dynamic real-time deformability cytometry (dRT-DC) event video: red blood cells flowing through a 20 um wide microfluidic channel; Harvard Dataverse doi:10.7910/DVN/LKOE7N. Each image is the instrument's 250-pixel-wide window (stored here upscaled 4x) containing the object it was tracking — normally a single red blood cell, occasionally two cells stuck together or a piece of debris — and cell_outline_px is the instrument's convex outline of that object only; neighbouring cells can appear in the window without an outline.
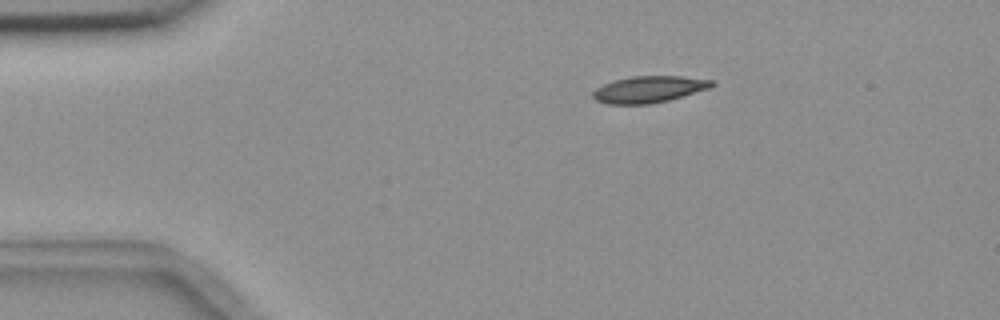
{"species": "common noctule bat (a hibernating species)", "species_latin": "Nyctalus noctula", "temperature_condition": "room temperature", "stored_images_in_passage": 8, "camera_frame_rate_fps": 3000, "um_per_image_px": 0.085, "animal": {"sex": "female", "body_mass_g": 18.4}, "frame": {"image": 1, "passage_image": 1, "time_ms": 0.0, "image_size_px": [1000, 320], "cell_outline_px": [[716, 84], [708, 88], [668, 100], [648, 104], [608, 104], [596, 100], [592, 96], [592, 92], [596, 88], [604, 84], [616, 80], [632, 76], [680, 76], [716, 80]], "centroid_in_image_um": [55.16, 7.58], "position_along_channel_um": 29.8, "area_um2": 18.26}}
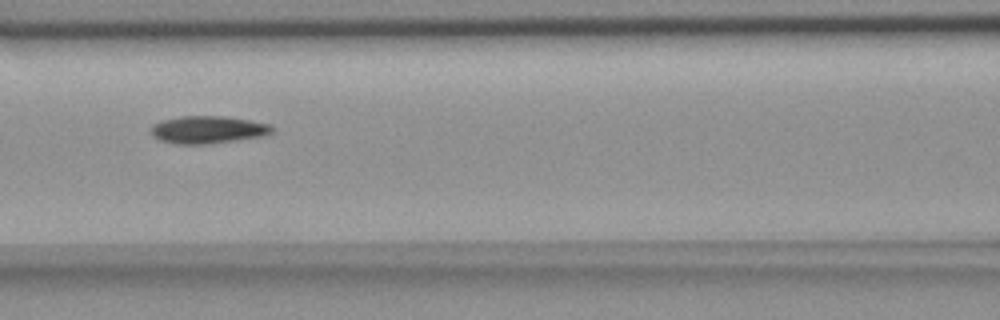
{"frame": {"image": 2, "passage_image": 5, "time_ms": 4.667, "image_size_px": [1000, 320], "cell_outline_px": [[272, 132], [264, 136], [208, 144], [176, 144], [160, 140], [152, 136], [152, 124], [160, 120], [180, 116], [224, 116], [248, 120], [268, 124], [272, 128]], "centroid_in_image_um": [17.62, 11.02], "position_along_channel_um": 149.0, "area_um2": 19.36}}
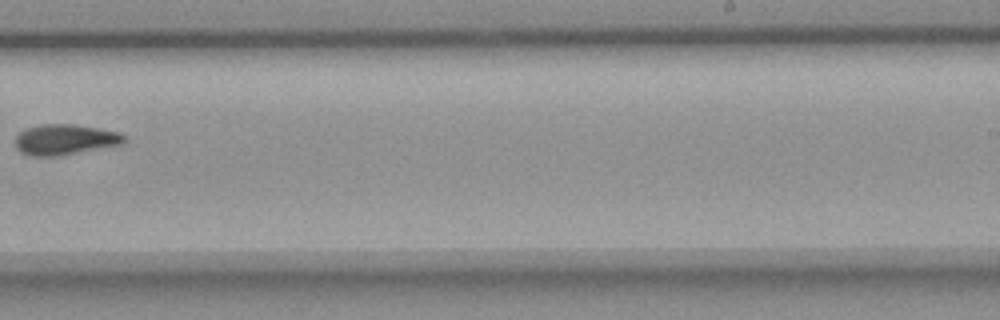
{"frame": {"image": 3, "passage_image": 8, "time_ms": 8.333, "image_size_px": [1000, 320], "cell_outline_px": [[128, 140], [124, 144], [64, 156], [32, 156], [20, 152], [16, 148], [16, 136], [20, 132], [28, 128], [40, 124], [72, 124], [96, 128], [116, 132], [124, 136]], "centroid_in_image_um": [5.54, 11.89], "position_along_channel_um": 283.5, "area_um2": 19.54}}